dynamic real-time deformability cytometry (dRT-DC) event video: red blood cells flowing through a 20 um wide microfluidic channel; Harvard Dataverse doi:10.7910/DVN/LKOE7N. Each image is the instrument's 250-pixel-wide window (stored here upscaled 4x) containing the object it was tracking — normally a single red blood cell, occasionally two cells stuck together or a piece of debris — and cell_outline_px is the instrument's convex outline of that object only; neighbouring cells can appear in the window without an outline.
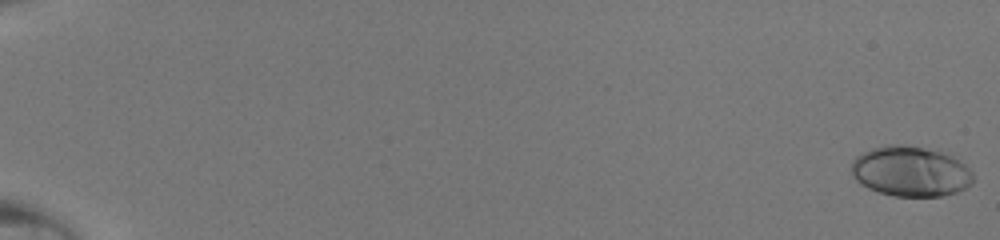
{"species": "human", "species_latin": "Homo sapiens", "temperature_condition": "room temperature", "stored_images_in_passage": 18, "camera_frame_rate_fps": 3000, "um_per_image_px": 0.085, "donor": {"sex": "male"}, "frame": {"image": 1, "passage_image": 1, "time_ms": 0.0, "image_size_px": [1000, 240], "cell_outline_px": [[972, 184], [956, 192], [940, 196], [896, 196], [880, 192], [868, 188], [860, 184], [852, 176], [852, 160], [856, 156], [872, 148], [888, 144], [904, 144], [940, 148], [964, 164], [972, 172]], "centroid_in_image_um": [77.4, 14.53], "position_along_channel_um": 7.6, "area_um2": 36.13}}
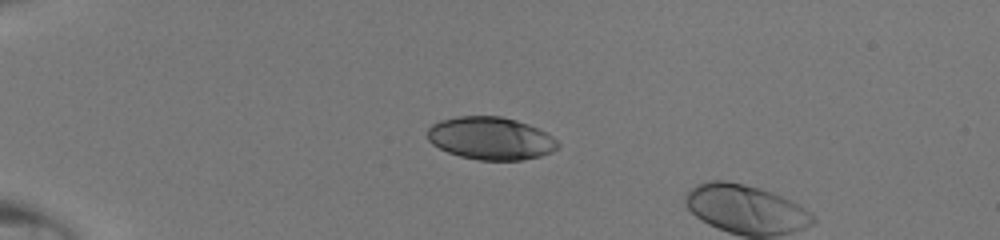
{"frame": {"image": 2, "passage_image": 15, "time_ms": 4.667, "image_size_px": [1000, 240], "cell_outline_px": [[560, 148], [552, 152], [540, 156], [520, 160], [476, 160], [460, 156], [448, 152], [432, 144], [428, 140], [428, 128], [432, 124], [440, 120], [456, 116], [500, 116], [516, 120], [528, 124], [552, 136], [560, 144]], "centroid_in_image_um": [41.71, 11.76], "position_along_channel_um": 43.3, "area_um2": 32.48}}